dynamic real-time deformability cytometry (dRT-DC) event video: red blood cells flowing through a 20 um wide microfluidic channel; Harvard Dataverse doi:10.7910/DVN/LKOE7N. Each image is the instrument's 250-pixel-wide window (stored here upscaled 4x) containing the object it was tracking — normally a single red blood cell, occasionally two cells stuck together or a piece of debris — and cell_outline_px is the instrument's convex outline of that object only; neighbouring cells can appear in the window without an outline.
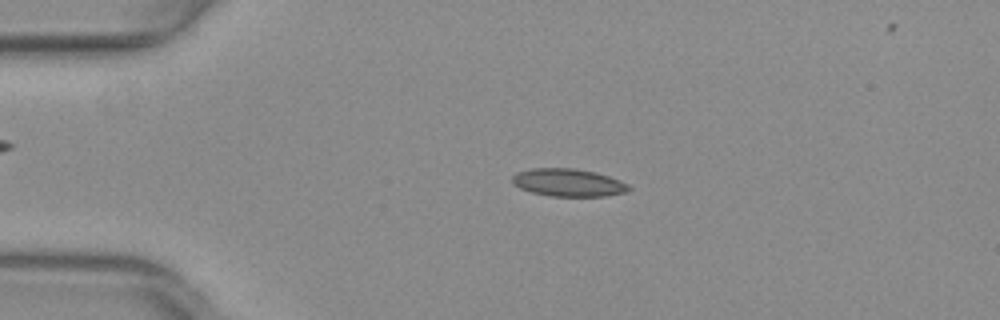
{"species": "common noctule bat (a hibernating species)", "species_latin": "Nyctalus noctula", "temperature_condition": "warm", "stored_images_in_passage": 49, "camera_frame_rate_fps": 3000, "um_per_image_px": 0.085, "animal": {"sex": "female", "body_mass_g": 29.2, "forearm_length_mm": 56.3}, "frame": {"image": 1, "passage_image": 11, "time_ms": 3.333, "image_size_px": [1000, 320], "cell_outline_px": [[632, 188], [624, 192], [604, 196], [548, 196], [532, 192], [520, 188], [512, 184], [512, 176], [520, 172], [532, 168], [576, 168], [596, 172], [620, 180], [628, 184]], "centroid_in_image_um": [48.3, 15.52], "position_along_channel_um": 36.7, "area_um2": 18.79}}
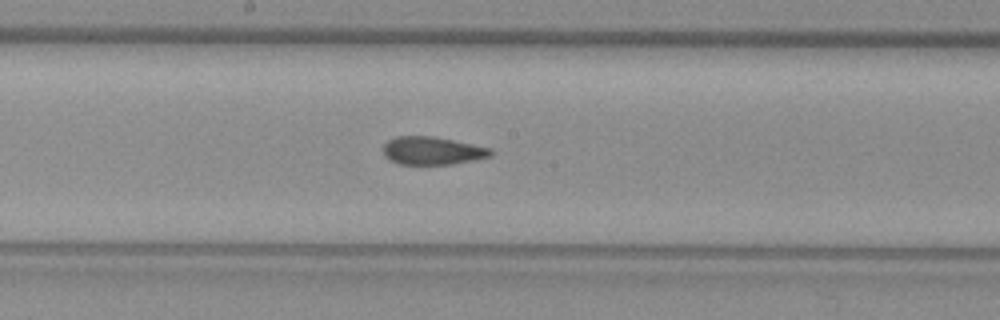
{"frame": {"image": 2, "passage_image": 27, "time_ms": 8.667, "image_size_px": [1000, 320], "cell_outline_px": [[496, 152], [492, 156], [452, 164], [396, 164], [388, 160], [384, 156], [384, 144], [388, 140], [396, 136], [432, 136], [492, 148]], "centroid_in_image_um": [36.75, 12.81], "position_along_channel_um": 211.5, "area_um2": 17.63}}
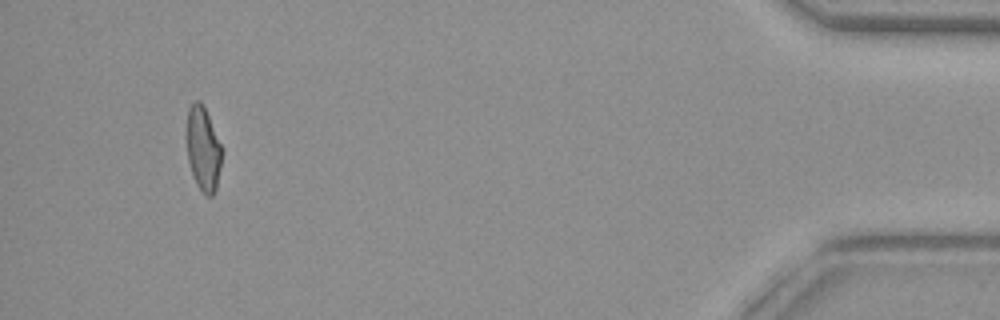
{"frame": {"image": 3, "passage_image": 48, "time_ms": 15.667, "image_size_px": [1000, 320], "cell_outline_px": [[224, 148], [216, 188], [212, 196], [204, 196], [196, 184], [188, 160], [188, 108], [196, 100], [200, 100], [204, 104]], "centroid_in_image_um": [17.32, 12.64], "position_along_channel_um": 417.9, "area_um2": 17.46}}